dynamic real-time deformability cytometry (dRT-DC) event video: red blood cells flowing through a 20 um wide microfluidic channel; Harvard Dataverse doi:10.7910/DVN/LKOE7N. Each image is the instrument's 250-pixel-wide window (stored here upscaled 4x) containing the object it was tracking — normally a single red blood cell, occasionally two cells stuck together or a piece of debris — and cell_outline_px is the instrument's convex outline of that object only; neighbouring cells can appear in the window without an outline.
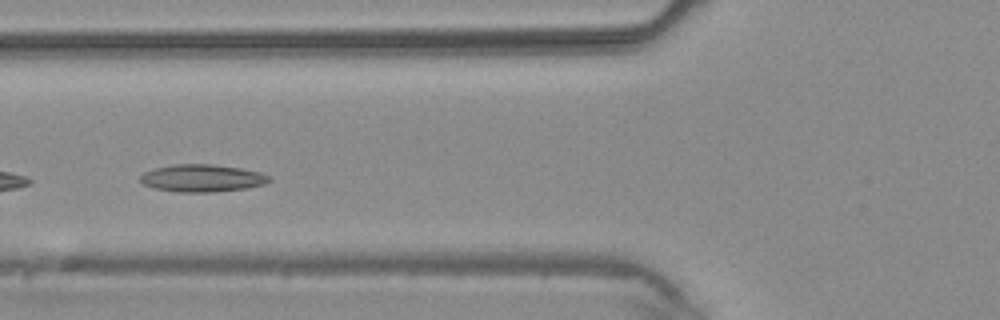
{"species": "common noctule bat (a hibernating species)", "species_latin": "Nyctalus noctula", "temperature_condition": "warm", "stored_images_in_passage": 5, "camera_frame_rate_fps": 3000, "um_per_image_px": 0.085, "animal": {"sex": "male", "body_mass_g": 20.4}, "frame": {"image": 1, "passage_image": 4, "time_ms": 3.667, "image_size_px": [1000, 320], "cell_outline_px": [[272, 180], [264, 184], [248, 188], [212, 192], [180, 192], [156, 188], [144, 184], [140, 180], [140, 176], [144, 172], [156, 168], [172, 164], [212, 164], [240, 168], [260, 172], [272, 176]], "centroid_in_image_um": [17.23, 15.14], "position_along_channel_um": 108.6, "area_um2": 20.58}}
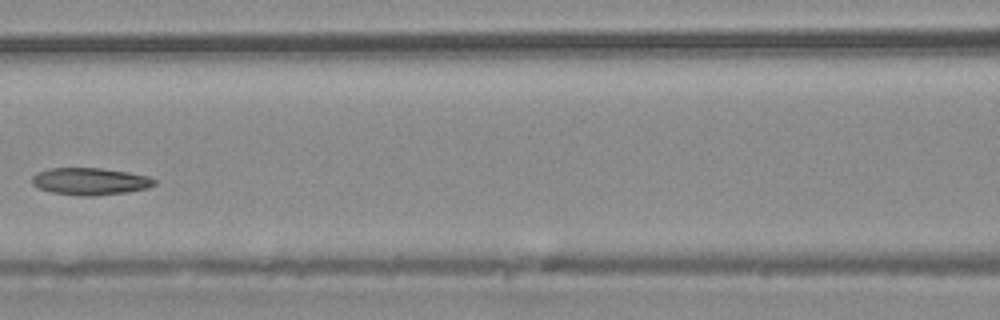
{"frame": {"image": 2, "passage_image": 5, "time_ms": 4.667, "image_size_px": [1000, 320], "cell_outline_px": [[156, 184], [148, 188], [128, 192], [92, 196], [80, 196], [52, 192], [40, 188], [32, 184], [32, 176], [36, 172], [48, 168], [100, 168], [128, 172], [148, 176], [156, 180]], "centroid_in_image_um": [7.66, 15.41], "position_along_channel_um": 158.9, "area_um2": 19.42}}